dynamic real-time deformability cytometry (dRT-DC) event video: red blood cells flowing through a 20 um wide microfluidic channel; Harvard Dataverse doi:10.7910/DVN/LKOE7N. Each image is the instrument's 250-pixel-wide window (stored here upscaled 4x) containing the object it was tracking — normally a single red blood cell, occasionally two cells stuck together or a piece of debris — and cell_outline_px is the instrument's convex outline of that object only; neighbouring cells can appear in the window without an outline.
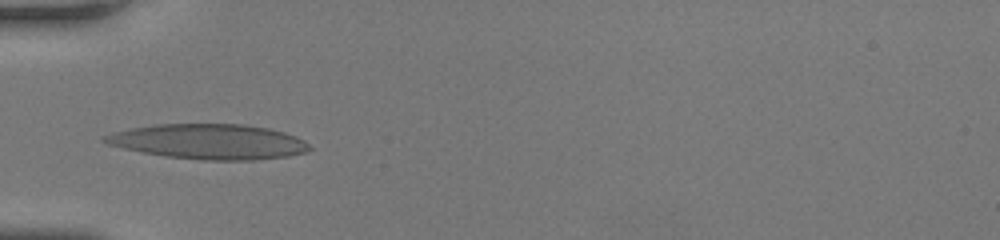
{"species": "human", "species_latin": "Homo sapiens", "temperature_condition": "room temperature", "stored_images_in_passage": 48, "camera_frame_rate_fps": 3000, "um_per_image_px": 0.085, "donor": {"sex": "female"}, "frame": {"image": 1, "passage_image": 16, "time_ms": 5.0, "image_size_px": [1000, 240], "cell_outline_px": [[312, 148], [304, 152], [288, 156], [252, 160], [200, 160], [164, 156], [124, 148], [108, 144], [100, 140], [100, 136], [112, 132], [152, 124], [244, 124], [268, 128], [284, 132], [296, 136], [304, 140]], "centroid_in_image_um": [17.72, 12.03], "position_along_channel_um": 67.3, "area_um2": 41.96}}
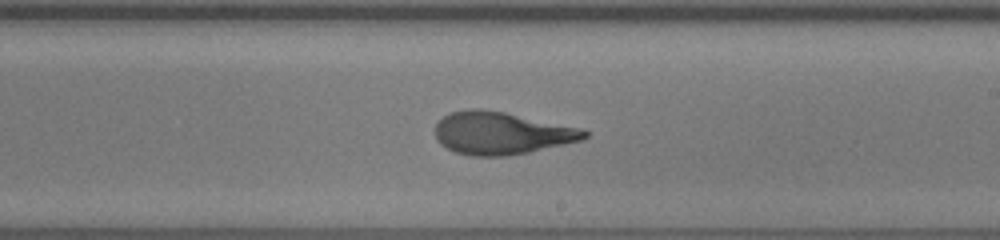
{"frame": {"image": 2, "passage_image": 29, "time_ms": 9.333, "image_size_px": [1000, 240], "cell_outline_px": [[588, 136], [580, 140], [528, 152], [504, 156], [472, 156], [456, 152], [440, 144], [436, 140], [436, 124], [444, 116], [452, 112], [468, 108], [480, 108], [504, 112], [580, 128], [588, 132]], "centroid_in_image_um": [42.57, 11.31], "position_along_channel_um": 246.4, "area_um2": 36.53}}
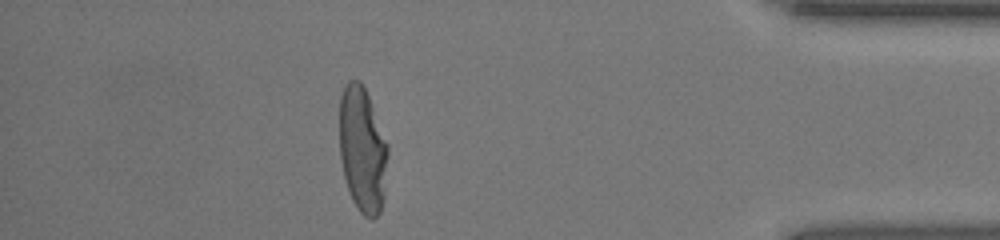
{"frame": {"image": 3, "passage_image": 43, "time_ms": 14.0, "image_size_px": [1000, 240], "cell_outline_px": [[388, 156], [384, 196], [380, 212], [372, 220], [364, 216], [356, 208], [352, 200], [344, 176], [340, 160], [340, 96], [348, 80], [360, 80], [368, 96], [388, 144]], "centroid_in_image_um": [30.81, 12.75], "position_along_channel_um": 404.4, "area_um2": 35.49}, "authors_computed_cell_mechanics": {"area_um2": 37.281, "velocity_mm_per_s": 4.1949, "shape_relaxation_time_tau1_ms": 7.3426, "shape_relaxation_time_tau2_ms": 1.2443, "deformation_change_tau1": 0.3379, "deformation_change_tau2": 0.0977}}